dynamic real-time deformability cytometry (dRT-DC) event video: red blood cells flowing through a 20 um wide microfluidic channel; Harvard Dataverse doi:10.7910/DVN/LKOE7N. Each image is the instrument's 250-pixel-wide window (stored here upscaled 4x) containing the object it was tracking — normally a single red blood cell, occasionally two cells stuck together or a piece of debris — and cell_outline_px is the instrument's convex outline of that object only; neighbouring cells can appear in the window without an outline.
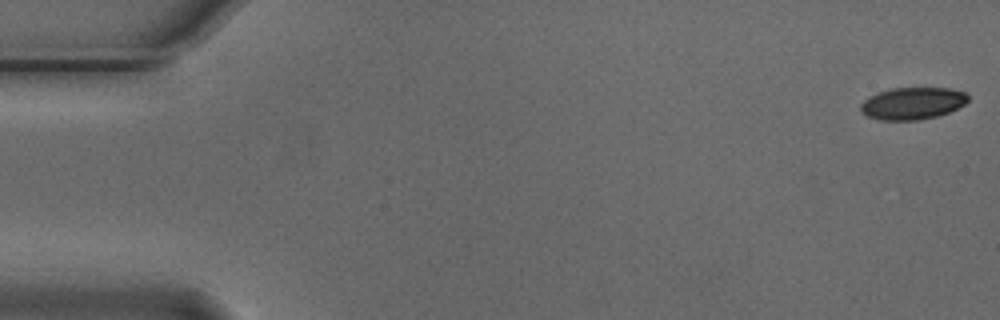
{"species": "Egyptian fruit bat (a non-hibernating species)", "species_latin": "Rousettus aegyptiacus", "temperature_condition": "cold", "stored_images_in_passage": 55, "camera_frame_rate_fps": 3000, "um_per_image_px": 0.085, "animal": {"sex": "male"}, "frame": {"image": 1, "passage_image": 1, "time_ms": 0.0, "image_size_px": [1000, 320], "cell_outline_px": [[968, 100], [964, 104], [948, 112], [936, 116], [920, 120], [880, 120], [868, 116], [860, 108], [860, 104], [868, 96], [876, 92], [892, 88], [948, 88], [964, 92], [968, 96]], "centroid_in_image_um": [77.53, 8.78], "position_along_channel_um": 7.5, "area_um2": 20.0}}
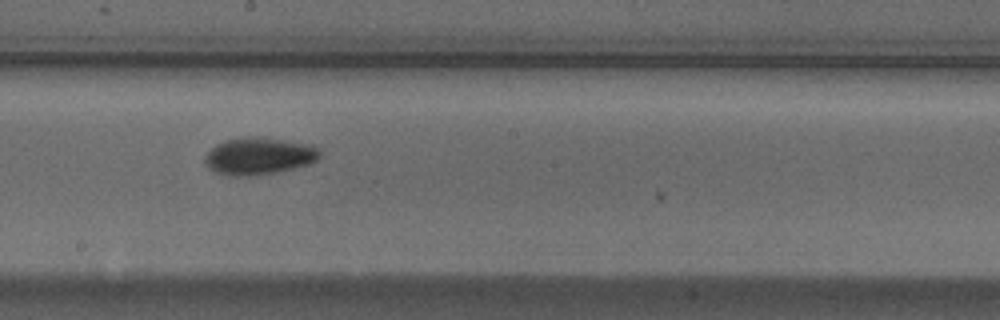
{"frame": {"image": 2, "passage_image": 30, "time_ms": 9.667, "image_size_px": [1000, 320], "cell_outline_px": [[320, 156], [316, 160], [308, 164], [276, 172], [248, 176], [232, 176], [216, 172], [208, 168], [204, 164], [204, 156], [216, 144], [224, 140], [240, 136], [260, 136], [316, 144], [320, 148]], "centroid_in_image_um": [22.02, 13.23], "position_along_channel_um": 226.2, "area_um2": 25.37}}
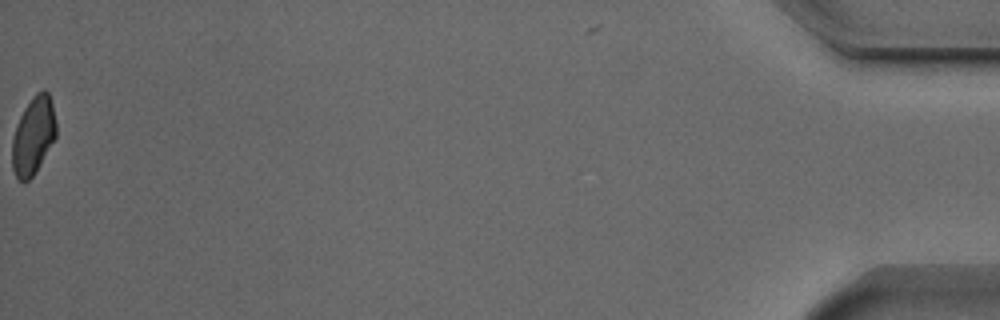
{"frame": {"image": 3, "passage_image": 55, "time_ms": 18.0, "image_size_px": [1000, 320], "cell_outline_px": [[56, 136], [36, 172], [24, 184], [16, 176], [12, 168], [12, 140], [16, 124], [24, 108], [32, 96], [36, 92], [44, 88], [48, 92], [52, 100], [56, 120]], "centroid_in_image_um": [2.84, 11.5], "position_along_channel_um": 432.4, "area_um2": 20.17}, "authors_computed_cell_mechanics": {"area_um2": 21.7328, "velocity_mm_per_s": 3.7496, "shape_relaxation_time_tau1_ms": 2.8859, "shape_relaxation_time_tau2_ms": 3.8461, "deformation_change_tau1": 0.0991, "deformation_change_tau2": 0.075}}